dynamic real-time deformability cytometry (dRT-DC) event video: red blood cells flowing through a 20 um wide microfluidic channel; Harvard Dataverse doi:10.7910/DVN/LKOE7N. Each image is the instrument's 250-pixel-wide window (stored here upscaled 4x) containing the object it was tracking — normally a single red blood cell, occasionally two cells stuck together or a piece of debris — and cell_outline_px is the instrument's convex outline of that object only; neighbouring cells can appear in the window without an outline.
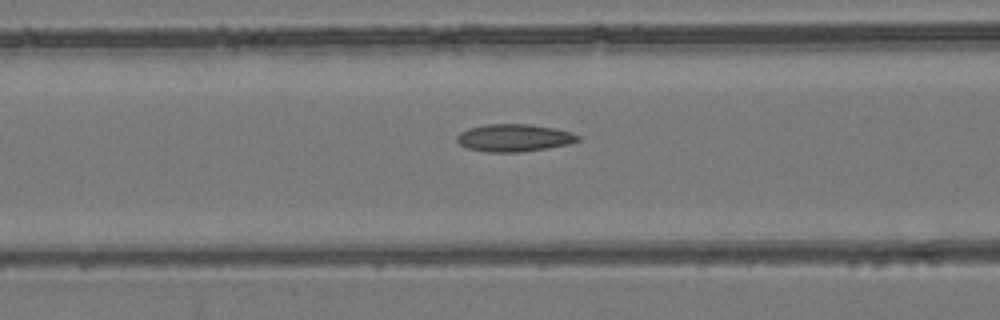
{"species": "common noctule bat (a hibernating species)", "species_latin": "Nyctalus noctula", "temperature_condition": "room temperature", "stored_images_in_passage": 53, "camera_frame_rate_fps": 3000, "um_per_image_px": 0.085, "animal": {"sex": "female", "body_mass_g": 24.6, "forearm_length_mm": 56.2}, "frame": {"image": 1, "passage_image": 22, "time_ms": 7.0, "image_size_px": [1000, 320], "cell_outline_px": [[584, 136], [580, 140], [568, 144], [548, 148], [520, 152], [488, 152], [468, 148], [460, 144], [456, 140], [456, 136], [460, 132], [468, 128], [484, 124], [528, 124], [552, 128], [572, 132]], "centroid_in_image_um": [43.72, 11.71], "position_along_channel_um": 122.9, "area_um2": 19.48}}
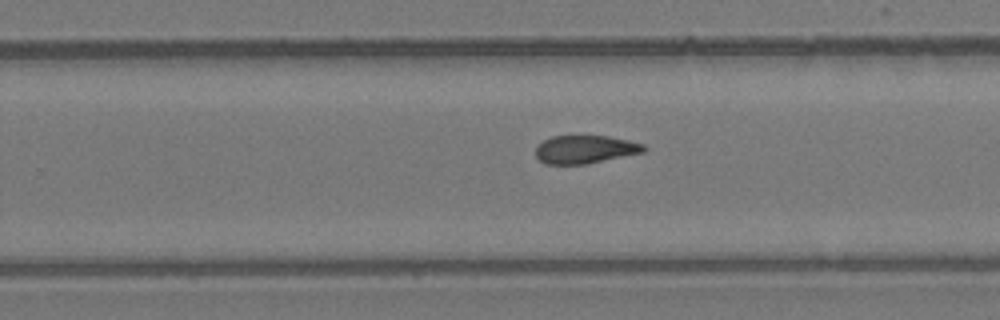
{"frame": {"image": 2, "passage_image": 34, "time_ms": 11.0, "image_size_px": [1000, 320], "cell_outline_px": [[648, 148], [644, 152], [588, 164], [544, 164], [536, 156], [536, 144], [552, 136], [608, 136], [628, 140], [644, 144]], "centroid_in_image_um": [49.74, 12.7], "position_along_channel_um": 280.1, "area_um2": 17.86}}
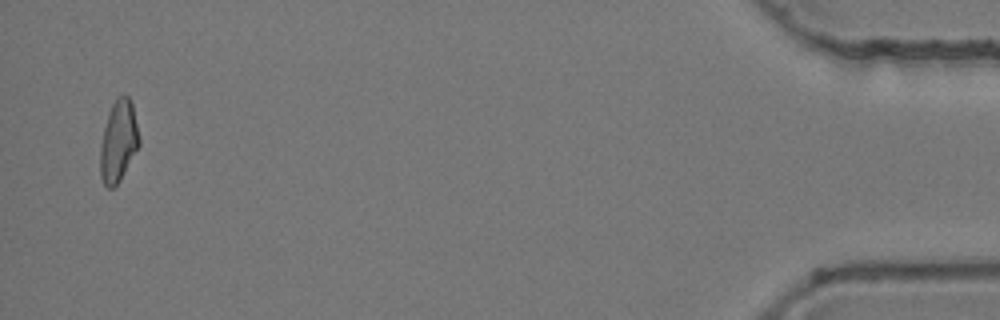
{"frame": {"image": 3, "passage_image": 52, "time_ms": 17.0, "image_size_px": [1000, 320], "cell_outline_px": [[140, 144], [120, 180], [112, 188], [108, 188], [104, 184], [100, 176], [100, 144], [104, 128], [112, 104], [116, 96], [124, 92], [128, 96], [132, 104], [140, 140]], "centroid_in_image_um": [10.06, 11.98], "position_along_channel_um": 425.1, "area_um2": 18.44}, "authors_computed_cell_mechanics": {"area_um2": 18.9006, "velocity_mm_per_s": 3.9412, "shape_relaxation_time_tau1_ms": null, "shape_relaxation_time_tau2_ms": 2.6991, "deformation_change_tau1": null, "deformation_change_tau2": 0.0895}}